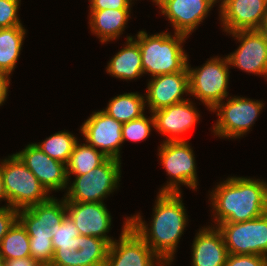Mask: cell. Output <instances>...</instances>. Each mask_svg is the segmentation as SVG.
Wrapping results in <instances>:
<instances>
[{"label":"cell","mask_w":267,"mask_h":266,"mask_svg":"<svg viewBox=\"0 0 267 266\" xmlns=\"http://www.w3.org/2000/svg\"><path fill=\"white\" fill-rule=\"evenodd\" d=\"M181 196V193H159L149 228L141 215L129 217L132 229L168 266L173 261L179 239L188 222Z\"/></svg>","instance_id":"6da1fadb"},{"label":"cell","mask_w":267,"mask_h":266,"mask_svg":"<svg viewBox=\"0 0 267 266\" xmlns=\"http://www.w3.org/2000/svg\"><path fill=\"white\" fill-rule=\"evenodd\" d=\"M210 194L215 224L240 223L267 213V182L228 177Z\"/></svg>","instance_id":"7a4b0ae2"},{"label":"cell","mask_w":267,"mask_h":266,"mask_svg":"<svg viewBox=\"0 0 267 266\" xmlns=\"http://www.w3.org/2000/svg\"><path fill=\"white\" fill-rule=\"evenodd\" d=\"M136 37L134 40L140 47L144 74L155 77L180 72L187 66L188 55L182 47L187 36L180 33L171 35L167 32L148 35L141 30Z\"/></svg>","instance_id":"3957f363"},{"label":"cell","mask_w":267,"mask_h":266,"mask_svg":"<svg viewBox=\"0 0 267 266\" xmlns=\"http://www.w3.org/2000/svg\"><path fill=\"white\" fill-rule=\"evenodd\" d=\"M4 188L9 204L16 210L47 201L51 196L37 177L15 155L0 162Z\"/></svg>","instance_id":"277c9868"},{"label":"cell","mask_w":267,"mask_h":266,"mask_svg":"<svg viewBox=\"0 0 267 266\" xmlns=\"http://www.w3.org/2000/svg\"><path fill=\"white\" fill-rule=\"evenodd\" d=\"M121 160L108 158L100 166L84 175H76L71 186L67 187L65 202L103 203L110 193L118 188L121 177Z\"/></svg>","instance_id":"5b68a950"},{"label":"cell","mask_w":267,"mask_h":266,"mask_svg":"<svg viewBox=\"0 0 267 266\" xmlns=\"http://www.w3.org/2000/svg\"><path fill=\"white\" fill-rule=\"evenodd\" d=\"M229 61L213 57L200 68H191L187 62L190 94L199 99L211 111L228 96Z\"/></svg>","instance_id":"8992f818"},{"label":"cell","mask_w":267,"mask_h":266,"mask_svg":"<svg viewBox=\"0 0 267 266\" xmlns=\"http://www.w3.org/2000/svg\"><path fill=\"white\" fill-rule=\"evenodd\" d=\"M161 164L165 168L170 181L159 193H181L179 184L190 189H197V173L195 155L187 141H163L159 147Z\"/></svg>","instance_id":"52a82bcc"},{"label":"cell","mask_w":267,"mask_h":266,"mask_svg":"<svg viewBox=\"0 0 267 266\" xmlns=\"http://www.w3.org/2000/svg\"><path fill=\"white\" fill-rule=\"evenodd\" d=\"M264 103L245 97L228 98L218 103L211 111H217L218 120L213 126V133L223 138H240L245 135L261 113Z\"/></svg>","instance_id":"ba28073f"},{"label":"cell","mask_w":267,"mask_h":266,"mask_svg":"<svg viewBox=\"0 0 267 266\" xmlns=\"http://www.w3.org/2000/svg\"><path fill=\"white\" fill-rule=\"evenodd\" d=\"M214 226L221 231L229 254L267 256V213L249 221Z\"/></svg>","instance_id":"9c48e42d"},{"label":"cell","mask_w":267,"mask_h":266,"mask_svg":"<svg viewBox=\"0 0 267 266\" xmlns=\"http://www.w3.org/2000/svg\"><path fill=\"white\" fill-rule=\"evenodd\" d=\"M121 232L119 241L110 244L104 266H167L132 229L129 217Z\"/></svg>","instance_id":"30bf717a"},{"label":"cell","mask_w":267,"mask_h":266,"mask_svg":"<svg viewBox=\"0 0 267 266\" xmlns=\"http://www.w3.org/2000/svg\"><path fill=\"white\" fill-rule=\"evenodd\" d=\"M122 125L100 110L92 113L79 130H81L88 145L100 150L108 158L120 160V147L123 143Z\"/></svg>","instance_id":"8fae6325"},{"label":"cell","mask_w":267,"mask_h":266,"mask_svg":"<svg viewBox=\"0 0 267 266\" xmlns=\"http://www.w3.org/2000/svg\"><path fill=\"white\" fill-rule=\"evenodd\" d=\"M67 215L65 199L50 197L43 203L18 210V221L26 229L29 239H52L53 227Z\"/></svg>","instance_id":"7c38bea8"},{"label":"cell","mask_w":267,"mask_h":266,"mask_svg":"<svg viewBox=\"0 0 267 266\" xmlns=\"http://www.w3.org/2000/svg\"><path fill=\"white\" fill-rule=\"evenodd\" d=\"M240 42L238 49L227 56L230 66L267 77V42L257 30L229 33Z\"/></svg>","instance_id":"4fadbf2b"},{"label":"cell","mask_w":267,"mask_h":266,"mask_svg":"<svg viewBox=\"0 0 267 266\" xmlns=\"http://www.w3.org/2000/svg\"><path fill=\"white\" fill-rule=\"evenodd\" d=\"M15 155L31 170L48 193L67 188L69 181L66 164L46 155L35 143L28 144Z\"/></svg>","instance_id":"5bb4252c"},{"label":"cell","mask_w":267,"mask_h":266,"mask_svg":"<svg viewBox=\"0 0 267 266\" xmlns=\"http://www.w3.org/2000/svg\"><path fill=\"white\" fill-rule=\"evenodd\" d=\"M220 1L219 16L222 28L227 33L257 30L267 18V0Z\"/></svg>","instance_id":"9a60e30c"},{"label":"cell","mask_w":267,"mask_h":266,"mask_svg":"<svg viewBox=\"0 0 267 266\" xmlns=\"http://www.w3.org/2000/svg\"><path fill=\"white\" fill-rule=\"evenodd\" d=\"M171 22L174 33L189 36L219 0H152Z\"/></svg>","instance_id":"2e32d148"},{"label":"cell","mask_w":267,"mask_h":266,"mask_svg":"<svg viewBox=\"0 0 267 266\" xmlns=\"http://www.w3.org/2000/svg\"><path fill=\"white\" fill-rule=\"evenodd\" d=\"M147 85L145 102L151 113L185 101L184 93L190 95L187 66L180 72L151 77Z\"/></svg>","instance_id":"e0dca14e"},{"label":"cell","mask_w":267,"mask_h":266,"mask_svg":"<svg viewBox=\"0 0 267 266\" xmlns=\"http://www.w3.org/2000/svg\"><path fill=\"white\" fill-rule=\"evenodd\" d=\"M66 209L80 235L98 237L109 244L114 241L106 234L111 228L112 218L104 202H66Z\"/></svg>","instance_id":"ac0fdd59"},{"label":"cell","mask_w":267,"mask_h":266,"mask_svg":"<svg viewBox=\"0 0 267 266\" xmlns=\"http://www.w3.org/2000/svg\"><path fill=\"white\" fill-rule=\"evenodd\" d=\"M193 103L187 100L152 112L157 132L166 134L165 141H186L181 136L193 128L200 117ZM181 135V136H180Z\"/></svg>","instance_id":"d6986e66"},{"label":"cell","mask_w":267,"mask_h":266,"mask_svg":"<svg viewBox=\"0 0 267 266\" xmlns=\"http://www.w3.org/2000/svg\"><path fill=\"white\" fill-rule=\"evenodd\" d=\"M221 231L216 227H202L192 245V266H225L228 257Z\"/></svg>","instance_id":"ffe728a7"},{"label":"cell","mask_w":267,"mask_h":266,"mask_svg":"<svg viewBox=\"0 0 267 266\" xmlns=\"http://www.w3.org/2000/svg\"><path fill=\"white\" fill-rule=\"evenodd\" d=\"M131 9L90 10L89 25L102 42L116 40L124 31L130 18Z\"/></svg>","instance_id":"44dd1931"},{"label":"cell","mask_w":267,"mask_h":266,"mask_svg":"<svg viewBox=\"0 0 267 266\" xmlns=\"http://www.w3.org/2000/svg\"><path fill=\"white\" fill-rule=\"evenodd\" d=\"M125 47L108 62L106 71L119 79L133 80L144 74L141 63V52L133 36L127 37Z\"/></svg>","instance_id":"7402d4cb"},{"label":"cell","mask_w":267,"mask_h":266,"mask_svg":"<svg viewBox=\"0 0 267 266\" xmlns=\"http://www.w3.org/2000/svg\"><path fill=\"white\" fill-rule=\"evenodd\" d=\"M23 26L0 28V71L9 76L14 71L25 39Z\"/></svg>","instance_id":"603a6c76"},{"label":"cell","mask_w":267,"mask_h":266,"mask_svg":"<svg viewBox=\"0 0 267 266\" xmlns=\"http://www.w3.org/2000/svg\"><path fill=\"white\" fill-rule=\"evenodd\" d=\"M146 105L145 96L131 92L112 98L103 111L124 124L144 115Z\"/></svg>","instance_id":"cb8c5ba5"},{"label":"cell","mask_w":267,"mask_h":266,"mask_svg":"<svg viewBox=\"0 0 267 266\" xmlns=\"http://www.w3.org/2000/svg\"><path fill=\"white\" fill-rule=\"evenodd\" d=\"M107 159L108 157L100 150L87 143L80 145L78 141L66 164L68 181H70L71 175H84L103 164Z\"/></svg>","instance_id":"d4e9b609"},{"label":"cell","mask_w":267,"mask_h":266,"mask_svg":"<svg viewBox=\"0 0 267 266\" xmlns=\"http://www.w3.org/2000/svg\"><path fill=\"white\" fill-rule=\"evenodd\" d=\"M0 253L5 260L31 257L29 235L18 220L2 238Z\"/></svg>","instance_id":"484cf974"},{"label":"cell","mask_w":267,"mask_h":266,"mask_svg":"<svg viewBox=\"0 0 267 266\" xmlns=\"http://www.w3.org/2000/svg\"><path fill=\"white\" fill-rule=\"evenodd\" d=\"M77 138L67 131H59L46 138L41 143H35L46 155L67 164L74 150Z\"/></svg>","instance_id":"4316f807"},{"label":"cell","mask_w":267,"mask_h":266,"mask_svg":"<svg viewBox=\"0 0 267 266\" xmlns=\"http://www.w3.org/2000/svg\"><path fill=\"white\" fill-rule=\"evenodd\" d=\"M79 250H81L82 266H104L110 244L94 236H79Z\"/></svg>","instance_id":"83f0119b"},{"label":"cell","mask_w":267,"mask_h":266,"mask_svg":"<svg viewBox=\"0 0 267 266\" xmlns=\"http://www.w3.org/2000/svg\"><path fill=\"white\" fill-rule=\"evenodd\" d=\"M54 251H70L71 248L79 249V230L72 218L68 215L61 224H56L51 232Z\"/></svg>","instance_id":"f1b7e54d"},{"label":"cell","mask_w":267,"mask_h":266,"mask_svg":"<svg viewBox=\"0 0 267 266\" xmlns=\"http://www.w3.org/2000/svg\"><path fill=\"white\" fill-rule=\"evenodd\" d=\"M152 117L147 118L145 114L137 119H133L122 125L123 142L130 140L133 142H139L146 139L150 132L151 127L155 128V120L153 113Z\"/></svg>","instance_id":"f546056e"},{"label":"cell","mask_w":267,"mask_h":266,"mask_svg":"<svg viewBox=\"0 0 267 266\" xmlns=\"http://www.w3.org/2000/svg\"><path fill=\"white\" fill-rule=\"evenodd\" d=\"M20 0H0V28L23 26L18 17Z\"/></svg>","instance_id":"4dcf8cb0"},{"label":"cell","mask_w":267,"mask_h":266,"mask_svg":"<svg viewBox=\"0 0 267 266\" xmlns=\"http://www.w3.org/2000/svg\"><path fill=\"white\" fill-rule=\"evenodd\" d=\"M30 255L38 263H51L54 255L52 239H29Z\"/></svg>","instance_id":"1f68e13d"},{"label":"cell","mask_w":267,"mask_h":266,"mask_svg":"<svg viewBox=\"0 0 267 266\" xmlns=\"http://www.w3.org/2000/svg\"><path fill=\"white\" fill-rule=\"evenodd\" d=\"M53 266H82L81 250L54 251L51 261Z\"/></svg>","instance_id":"d6a6232c"},{"label":"cell","mask_w":267,"mask_h":266,"mask_svg":"<svg viewBox=\"0 0 267 266\" xmlns=\"http://www.w3.org/2000/svg\"><path fill=\"white\" fill-rule=\"evenodd\" d=\"M225 266H266V257L256 254H228Z\"/></svg>","instance_id":"836d02e7"},{"label":"cell","mask_w":267,"mask_h":266,"mask_svg":"<svg viewBox=\"0 0 267 266\" xmlns=\"http://www.w3.org/2000/svg\"><path fill=\"white\" fill-rule=\"evenodd\" d=\"M17 220L18 210L6 205L0 207V242Z\"/></svg>","instance_id":"e575fe53"},{"label":"cell","mask_w":267,"mask_h":266,"mask_svg":"<svg viewBox=\"0 0 267 266\" xmlns=\"http://www.w3.org/2000/svg\"><path fill=\"white\" fill-rule=\"evenodd\" d=\"M89 10L131 9L132 0H89Z\"/></svg>","instance_id":"d590c367"},{"label":"cell","mask_w":267,"mask_h":266,"mask_svg":"<svg viewBox=\"0 0 267 266\" xmlns=\"http://www.w3.org/2000/svg\"><path fill=\"white\" fill-rule=\"evenodd\" d=\"M10 77L6 72L0 71V106L3 105L8 95Z\"/></svg>","instance_id":"8d00e7d4"},{"label":"cell","mask_w":267,"mask_h":266,"mask_svg":"<svg viewBox=\"0 0 267 266\" xmlns=\"http://www.w3.org/2000/svg\"><path fill=\"white\" fill-rule=\"evenodd\" d=\"M38 262L32 257L6 260L5 266H36Z\"/></svg>","instance_id":"74e56055"},{"label":"cell","mask_w":267,"mask_h":266,"mask_svg":"<svg viewBox=\"0 0 267 266\" xmlns=\"http://www.w3.org/2000/svg\"><path fill=\"white\" fill-rule=\"evenodd\" d=\"M2 200H6V202L8 203L7 206H11L9 204V201H8V197L6 195V192H5V188H4V182H3V177H2V171H1V168H0V201Z\"/></svg>","instance_id":"f35d334b"},{"label":"cell","mask_w":267,"mask_h":266,"mask_svg":"<svg viewBox=\"0 0 267 266\" xmlns=\"http://www.w3.org/2000/svg\"><path fill=\"white\" fill-rule=\"evenodd\" d=\"M258 30L262 33V35L264 36V39L267 42V18L263 21V23L261 24Z\"/></svg>","instance_id":"ab89813d"},{"label":"cell","mask_w":267,"mask_h":266,"mask_svg":"<svg viewBox=\"0 0 267 266\" xmlns=\"http://www.w3.org/2000/svg\"><path fill=\"white\" fill-rule=\"evenodd\" d=\"M5 262H6V260L4 259V257L0 253V266H5Z\"/></svg>","instance_id":"60d3db41"},{"label":"cell","mask_w":267,"mask_h":266,"mask_svg":"<svg viewBox=\"0 0 267 266\" xmlns=\"http://www.w3.org/2000/svg\"><path fill=\"white\" fill-rule=\"evenodd\" d=\"M36 266H53L51 263H37Z\"/></svg>","instance_id":"b9f144b4"}]
</instances>
